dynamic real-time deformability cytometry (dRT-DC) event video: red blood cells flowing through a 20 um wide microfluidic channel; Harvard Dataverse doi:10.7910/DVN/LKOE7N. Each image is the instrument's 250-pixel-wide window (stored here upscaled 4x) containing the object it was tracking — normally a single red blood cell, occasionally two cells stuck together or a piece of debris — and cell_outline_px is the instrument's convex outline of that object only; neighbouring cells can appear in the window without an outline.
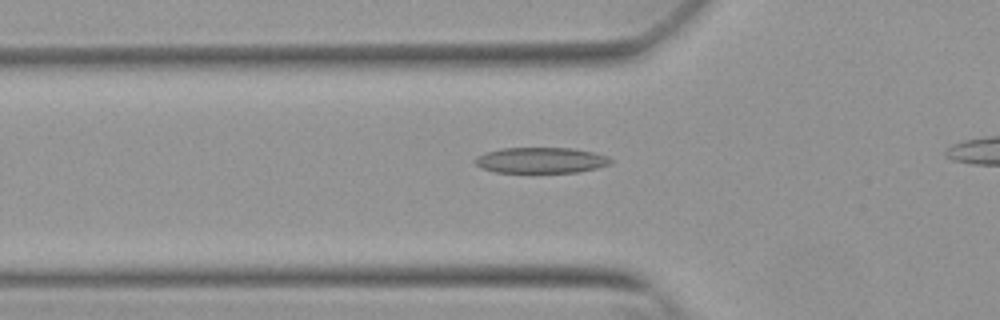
{"species": "Egyptian fruit bat (a non-hibernating species)", "species_latin": "Rousettus aegyptiacus", "temperature_condition": "warm", "stored_images_in_passage": 33, "camera_frame_rate_fps": 3000, "um_per_image_px": 0.085, "animal": {"sex": "female"}, "frame": {"image": 1, "passage_image": 12, "time_ms": 3.667, "image_size_px": [1000, 320], "cell_outline_px": [[612, 164], [580, 172], [496, 172], [480, 168], [472, 160], [476, 156], [484, 152], [500, 148], [572, 148], [592, 152], [608, 156], [612, 160]], "centroid_in_image_um": [45.94, 13.62], "position_along_channel_um": 79.9, "area_um2": 20.52}}
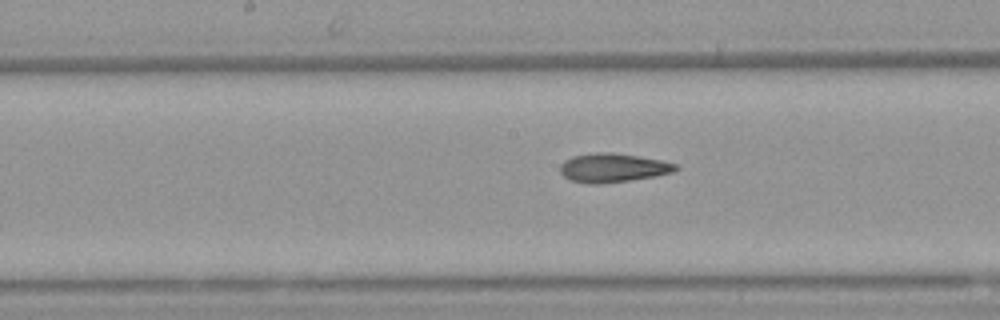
{"frame": {"image": 2, "passage_image": 21, "time_ms": 6.667, "image_size_px": [1000, 320], "cell_outline_px": [[680, 168], [672, 172], [656, 176], [628, 180], [596, 184], [588, 184], [572, 180], [564, 176], [560, 172], [560, 164], [564, 160], [572, 156], [596, 152], [612, 152], [640, 156], [660, 160], [676, 164]], "centroid_in_image_um": [52.08, 14.25], "position_along_channel_um": 196.1, "area_um2": 19.42}}
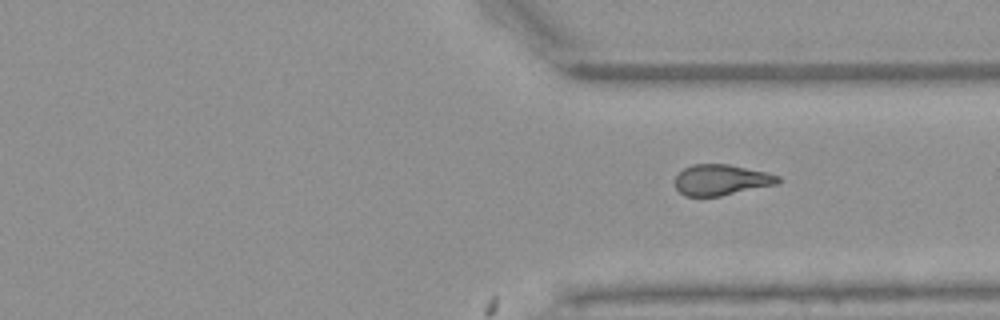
{"frame": {"image": 3, "passage_image": 33, "time_ms": 10.667, "image_size_px": [1000, 320], "cell_outline_px": [[780, 180], [776, 184], [720, 196], [684, 196], [676, 188], [676, 176], [684, 168], [692, 164], [728, 164], [764, 172], [780, 176]], "centroid_in_image_um": [61.28, 15.29], "position_along_channel_um": 350.1, "area_um2": 18.21}}